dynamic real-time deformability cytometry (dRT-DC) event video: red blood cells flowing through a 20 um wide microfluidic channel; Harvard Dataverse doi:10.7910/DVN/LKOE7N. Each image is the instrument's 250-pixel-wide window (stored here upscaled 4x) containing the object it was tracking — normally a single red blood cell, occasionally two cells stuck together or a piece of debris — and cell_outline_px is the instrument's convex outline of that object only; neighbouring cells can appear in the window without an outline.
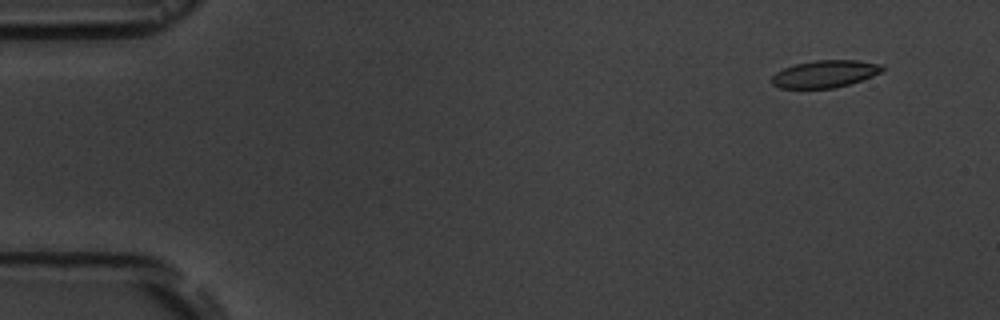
{"species": "common noctule bat (a hibernating species)", "species_latin": "Nyctalus noctula", "temperature_condition": "room temperature", "stored_images_in_passage": 7, "camera_frame_rate_fps": 3000, "um_per_image_px": 0.085, "animal": {"sex": "male", "body_mass_g": 19.5, "forearm_length_mm": 54.6}, "frame": {"image": 1, "passage_image": 2, "time_ms": 1.0, "image_size_px": [1000, 320], "cell_outline_px": [[884, 68], [880, 72], [872, 76], [836, 88], [780, 88], [772, 84], [772, 76], [776, 72], [784, 68], [796, 64], [816, 60], [856, 60], [884, 64]], "centroid_in_image_um": [70.12, 6.28], "position_along_channel_um": 14.9, "area_um2": 17.46}}
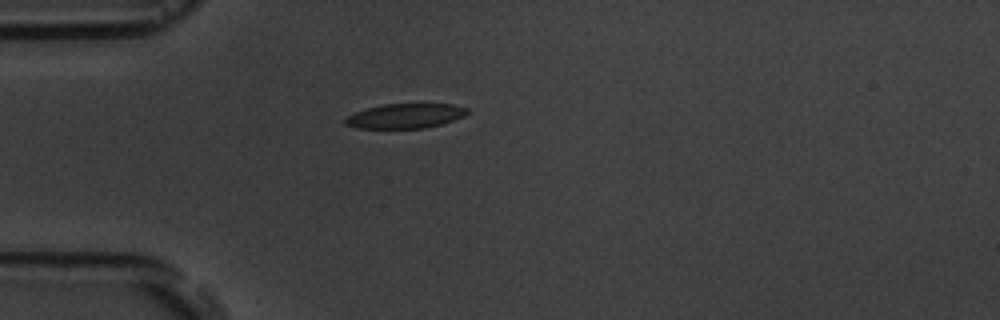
{"frame": {"image": 2, "passage_image": 5, "time_ms": 4.667, "image_size_px": [1000, 320], "cell_outline_px": [[468, 112], [464, 116], [440, 124], [424, 128], [356, 128], [344, 124], [344, 120], [348, 116], [356, 112], [368, 108], [384, 104], [452, 104], [468, 108]], "centroid_in_image_um": [34.44, 9.85], "position_along_channel_um": 50.6, "area_um2": 17.34}}
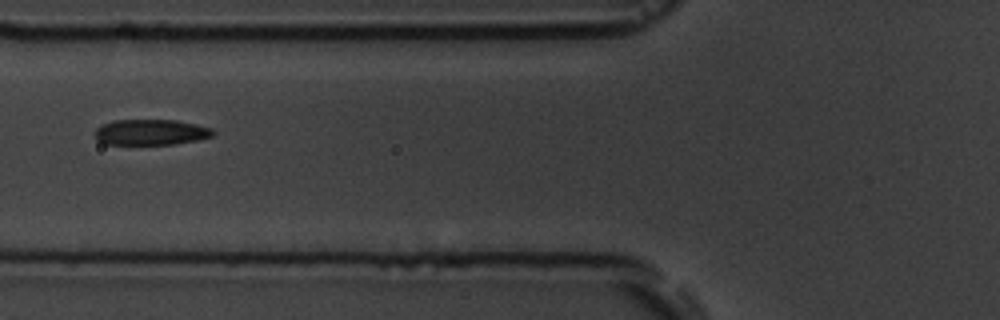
{"frame": {"image": 3, "passage_image": 7, "time_ms": 6.667, "image_size_px": [1000, 320], "cell_outline_px": [[216, 132], [212, 136], [196, 140], [172, 144], [104, 144], [92, 132], [100, 124], [112, 120], [176, 120], [196, 124], [212, 128]], "centroid_in_image_um": [12.8, 11.22], "position_along_channel_um": 113.0, "area_um2": 17.74}}